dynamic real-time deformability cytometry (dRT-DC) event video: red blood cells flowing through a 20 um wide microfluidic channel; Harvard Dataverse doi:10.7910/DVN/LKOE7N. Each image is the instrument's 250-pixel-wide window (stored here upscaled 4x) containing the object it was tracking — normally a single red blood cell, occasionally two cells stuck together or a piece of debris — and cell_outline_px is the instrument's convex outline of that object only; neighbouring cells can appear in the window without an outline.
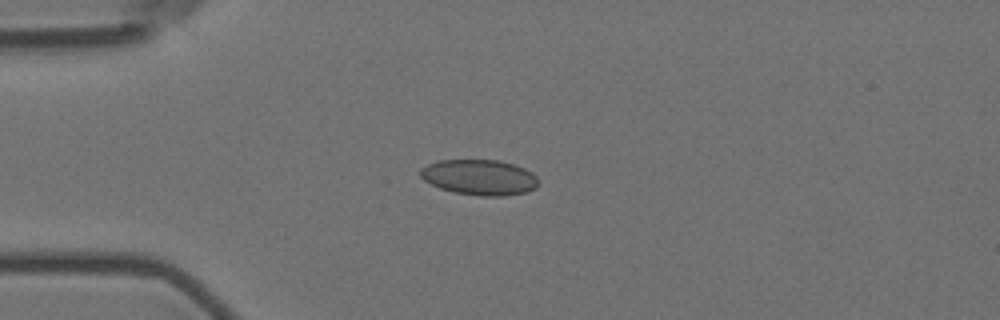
{"species": "Egyptian fruit bat (a non-hibernating species)", "species_latin": "Rousettus aegyptiacus", "temperature_condition": "room temperature", "stored_images_in_passage": 6, "camera_frame_rate_fps": 3000, "um_per_image_px": 0.085, "animal": {"sex": "female"}, "frame": {"image": 1, "passage_image": 1, "time_ms": 0.0, "image_size_px": [1000, 320], "cell_outline_px": [[536, 188], [528, 192], [504, 196], [480, 196], [456, 192], [440, 188], [424, 180], [420, 176], [420, 168], [428, 164], [440, 160], [500, 160], [524, 168], [532, 172], [536, 176]], "centroid_in_image_um": [40.76, 15.07], "position_along_channel_um": 44.2, "area_um2": 24.33}}
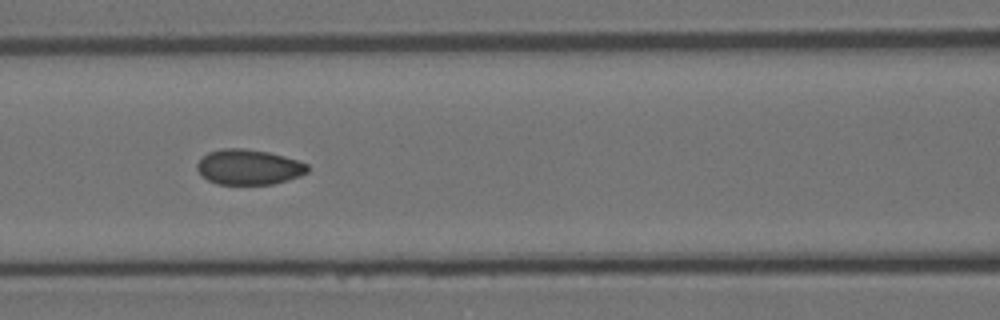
{"frame": {"image": 2, "passage_image": 4, "time_ms": 1.0, "image_size_px": [1000, 320], "cell_outline_px": [[308, 172], [300, 176], [288, 180], [272, 184], [216, 184], [200, 176], [196, 168], [196, 164], [208, 152], [224, 148], [244, 148], [268, 152], [284, 156], [308, 164]], "centroid_in_image_um": [21.12, 14.2], "position_along_channel_um": 145.5, "area_um2": 22.77}}
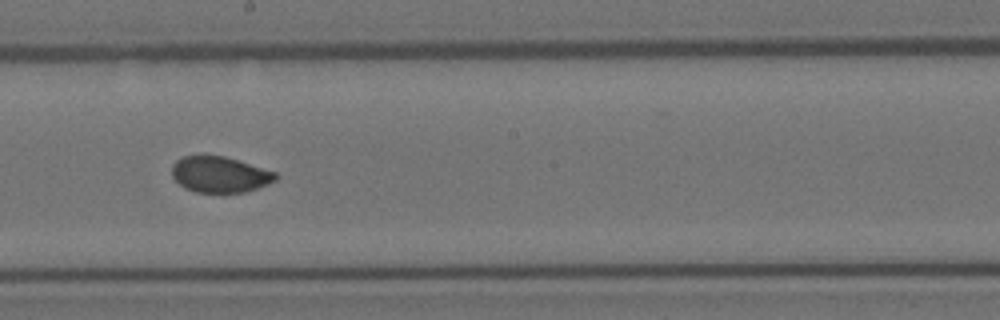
{"frame": {"image": 3, "passage_image": 6, "time_ms": 1.667, "image_size_px": [1000, 320], "cell_outline_px": [[276, 180], [268, 184], [244, 192], [196, 192], [184, 188], [172, 176], [172, 164], [176, 160], [184, 156], [204, 152], [224, 156], [276, 172]], "centroid_in_image_um": [18.63, 14.79], "position_along_channel_um": 229.6, "area_um2": 22.02}}